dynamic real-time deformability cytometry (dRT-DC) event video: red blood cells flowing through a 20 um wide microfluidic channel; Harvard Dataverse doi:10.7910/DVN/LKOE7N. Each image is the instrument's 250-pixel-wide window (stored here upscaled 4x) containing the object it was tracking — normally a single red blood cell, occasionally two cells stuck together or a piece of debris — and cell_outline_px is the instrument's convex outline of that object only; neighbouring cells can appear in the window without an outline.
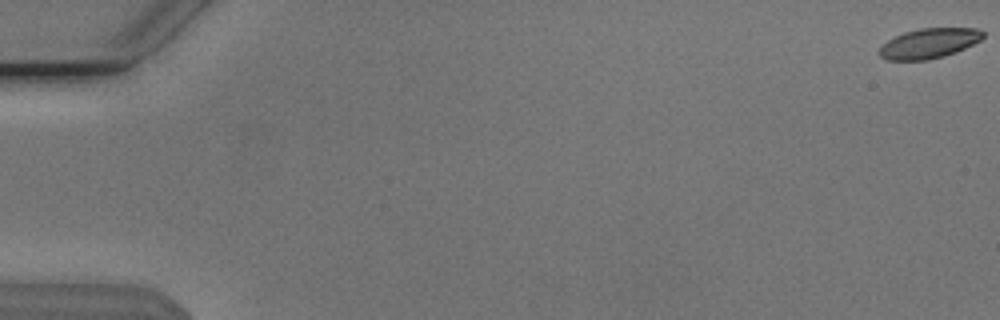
{"species": "Egyptian fruit bat (a non-hibernating species)", "species_latin": "Rousettus aegyptiacus", "temperature_condition": "cold", "stored_images_in_passage": 9, "camera_frame_rate_fps": 3000, "um_per_image_px": 0.085, "animal": {"sex": "male"}, "frame": {"image": 1, "passage_image": 1, "time_ms": 0.0, "image_size_px": [1000, 320], "cell_outline_px": [[984, 36], [980, 40], [956, 52], [944, 56], [928, 60], [888, 60], [880, 56], [880, 48], [888, 40], [904, 32], [920, 28], [976, 28], [984, 32]], "centroid_in_image_um": [78.98, 3.68], "position_along_channel_um": 6.0, "area_um2": 17.92}}